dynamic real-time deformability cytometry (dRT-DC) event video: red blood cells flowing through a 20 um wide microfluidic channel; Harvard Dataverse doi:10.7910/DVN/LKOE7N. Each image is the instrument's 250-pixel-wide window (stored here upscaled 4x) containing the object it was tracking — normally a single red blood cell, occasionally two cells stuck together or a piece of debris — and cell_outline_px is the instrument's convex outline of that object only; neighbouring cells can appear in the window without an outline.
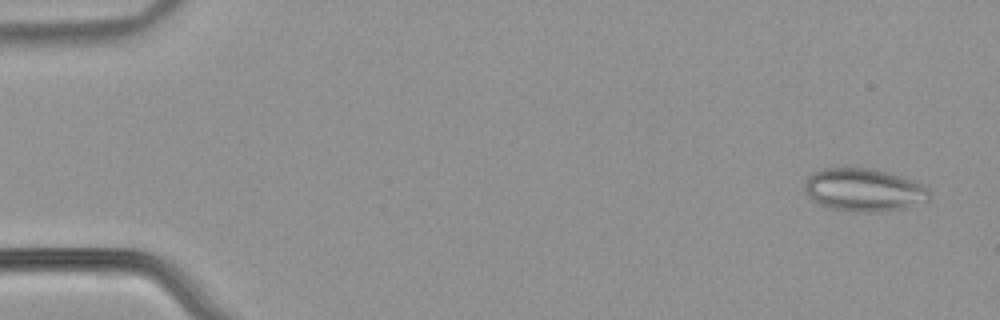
{"species": "common noctule bat (a hibernating species)", "species_latin": "Nyctalus noctula", "temperature_condition": "warm", "stored_images_in_passage": 55, "segment_of_instrument_passage": [1, 2], "camera_frame_rate_fps": 3000, "um_per_image_px": 0.085, "animal": {"sex": "male", "body_mass_g": 21.5, "forearm_length_mm": 52.0}, "frame": {"image": 1, "passage_image": 3, "time_ms": 0.667, "image_size_px": [1000, 320], "cell_outline_px": [[932, 196], [928, 200], [904, 208], [880, 212], [860, 212], [832, 208], [820, 204], [812, 200], [804, 192], [804, 184], [808, 176], [812, 172], [824, 168], [864, 168], [884, 172], [916, 180], [928, 188], [932, 192]], "centroid_in_image_um": [73.44, 16.15], "position_along_channel_um": 11.6, "area_um2": 31.27}}
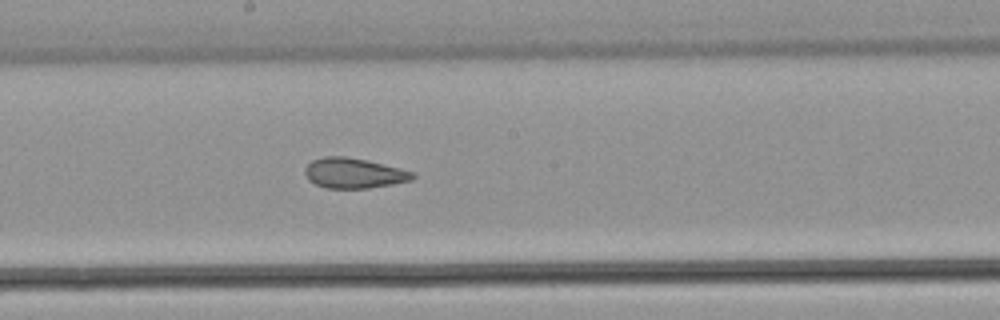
{"frame": {"image": 2, "passage_image": 30, "time_ms": 9.667, "image_size_px": [1000, 320], "cell_outline_px": [[416, 176], [412, 180], [392, 184], [368, 188], [324, 188], [308, 180], [304, 172], [304, 168], [312, 160], [324, 156], [344, 156], [368, 160], [416, 172]], "centroid_in_image_um": [30.08, 14.71], "position_along_channel_um": 218.1, "area_um2": 19.13}}
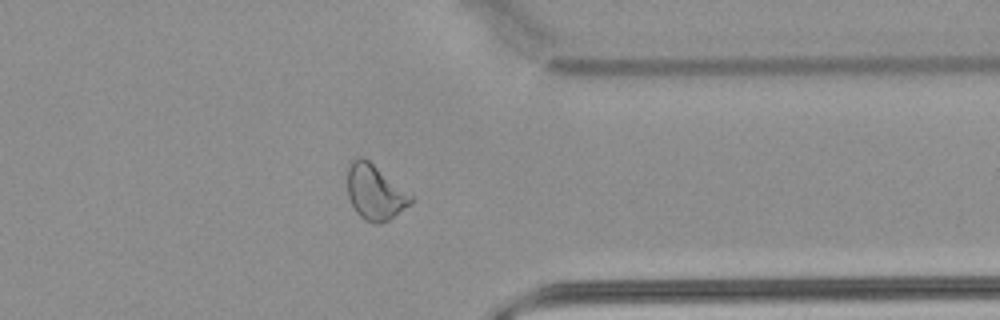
{"frame": {"image": 3, "passage_image": 43, "time_ms": 14.0, "image_size_px": [1000, 320], "cell_outline_px": [[412, 204], [388, 220], [380, 224], [372, 224], [364, 220], [356, 212], [348, 196], [348, 164], [356, 156], [364, 156], [412, 196]], "centroid_in_image_um": [31.85, 16.34], "position_along_channel_um": 379.6, "area_um2": 20.35}}